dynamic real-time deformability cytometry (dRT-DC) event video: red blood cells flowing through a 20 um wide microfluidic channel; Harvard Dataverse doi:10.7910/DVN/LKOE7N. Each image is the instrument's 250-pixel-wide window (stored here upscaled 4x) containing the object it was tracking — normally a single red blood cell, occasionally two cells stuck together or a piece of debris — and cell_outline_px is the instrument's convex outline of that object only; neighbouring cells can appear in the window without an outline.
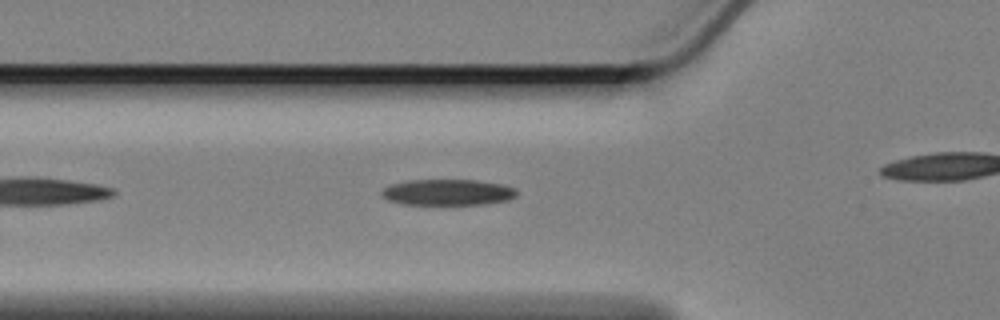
{"species": "Egyptian fruit bat (a non-hibernating species)", "species_latin": "Rousettus aegyptiacus", "temperature_condition": "cold", "stored_images_in_passage": 35, "camera_frame_rate_fps": 3000, "um_per_image_px": 0.085, "animal": {"sex": "female"}, "frame": {"image": 1, "passage_image": 7, "time_ms": 2.0, "image_size_px": [1000, 320], "cell_outline_px": [[516, 196], [508, 200], [484, 204], [400, 204], [388, 200], [380, 192], [384, 188], [392, 184], [408, 180], [476, 180], [504, 184], [516, 188]], "centroid_in_image_um": [38.08, 16.34], "position_along_channel_um": 87.7, "area_um2": 20.46}}
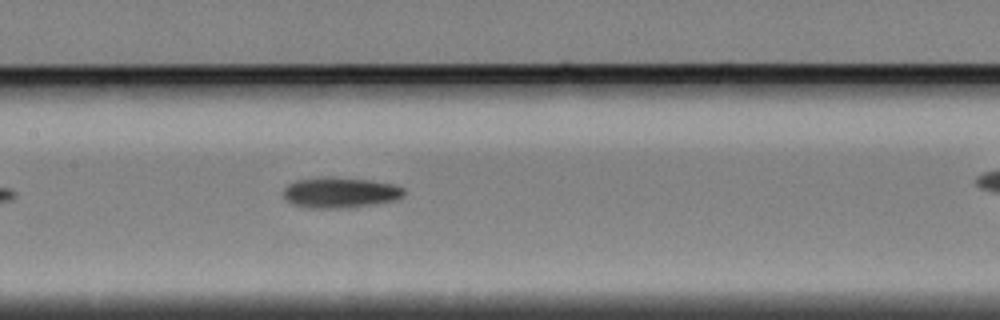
{"frame": {"image": 2, "passage_image": 15, "time_ms": 4.667, "image_size_px": [1000, 320], "cell_outline_px": [[404, 196], [396, 200], [372, 204], [344, 208], [308, 208], [292, 204], [284, 196], [284, 188], [288, 184], [296, 180], [328, 176], [332, 176], [372, 180], [392, 184], [404, 188]], "centroid_in_image_um": [28.91, 16.36], "position_along_channel_um": 178.5, "area_um2": 21.62}}
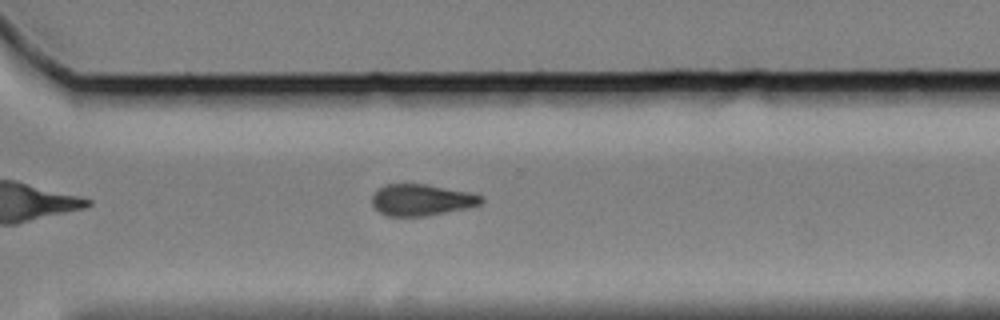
{"frame": {"image": 3, "passage_image": 29, "time_ms": 9.333, "image_size_px": [1000, 320], "cell_outline_px": [[484, 200], [480, 204], [464, 208], [424, 216], [388, 216], [380, 212], [372, 204], [372, 196], [384, 184], [424, 184], [468, 192], [484, 196]], "centroid_in_image_um": [35.81, 16.99], "position_along_channel_um": 334.8, "area_um2": 19.65}}